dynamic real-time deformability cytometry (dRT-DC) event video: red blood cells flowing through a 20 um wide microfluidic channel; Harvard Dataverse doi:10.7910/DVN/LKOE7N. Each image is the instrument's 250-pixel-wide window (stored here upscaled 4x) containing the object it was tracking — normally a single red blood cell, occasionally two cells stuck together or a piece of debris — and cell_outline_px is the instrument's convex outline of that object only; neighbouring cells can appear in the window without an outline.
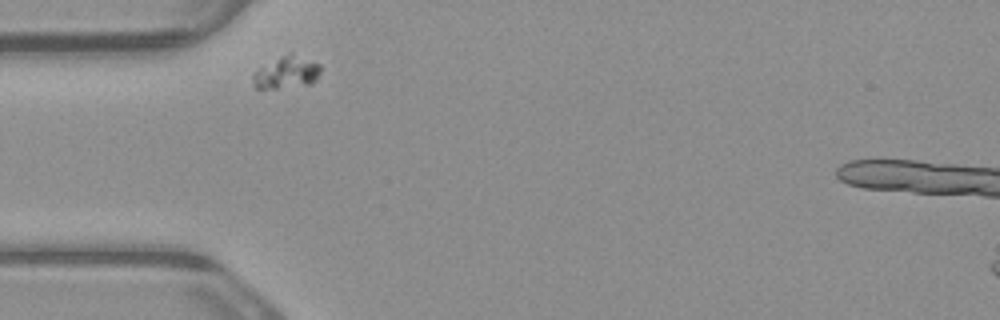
{"species": "common noctule bat (a hibernating species)", "species_latin": "Nyctalus noctula", "temperature_condition": "warm", "stored_images_in_passage": 2, "camera_frame_rate_fps": 3000, "um_per_image_px": 0.085, "animal": {"sex": "male", "body_mass_g": 23.1, "forearm_length_mm": 52.7}, "frame": {"image": 1, "passage_image": 1, "time_ms": 0.0, "image_size_px": [1000, 320], "cell_outline_px": [[320, 72], [316, 80], [308, 84], [276, 88], [256, 88], [252, 76], [252, 72], [288, 52], [292, 52], [320, 64]], "centroid_in_image_um": [24.36, 6.13], "position_along_channel_um": 60.6, "area_um2": 12.54}}
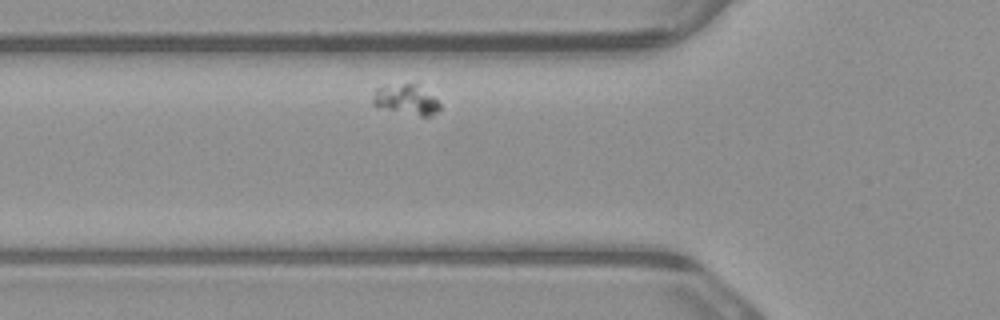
{"frame": {"image": 2, "passage_image": 2, "time_ms": 0.333, "image_size_px": [1000, 320], "cell_outline_px": [[440, 108], [432, 116], [420, 116], [372, 104], [372, 100], [376, 88], [384, 84], [416, 84], [436, 100], [440, 104]], "centroid_in_image_um": [34.5, 8.44], "position_along_channel_um": 91.3, "area_um2": 11.33}}